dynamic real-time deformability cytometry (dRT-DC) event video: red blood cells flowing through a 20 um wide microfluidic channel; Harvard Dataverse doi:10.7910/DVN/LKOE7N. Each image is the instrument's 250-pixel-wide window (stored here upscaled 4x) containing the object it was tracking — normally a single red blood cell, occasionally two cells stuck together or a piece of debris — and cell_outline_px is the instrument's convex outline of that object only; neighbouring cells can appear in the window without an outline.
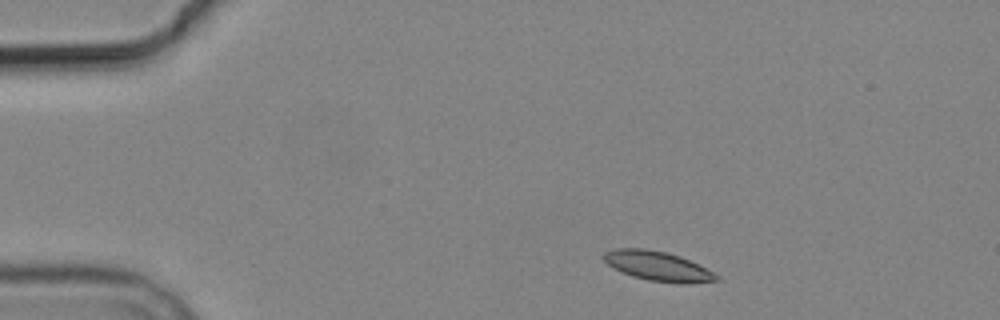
{"species": "common noctule bat (a hibernating species)", "species_latin": "Nyctalus noctula", "temperature_condition": "cold", "stored_images_in_passage": 2, "camera_frame_rate_fps": 3000, "um_per_image_px": 0.085, "animal": {"sex": "male", "body_mass_g": 19.2, "forearm_length_mm": 51.8}, "frame": {"image": 1, "passage_image": 1, "time_ms": 0.0, "image_size_px": [1000, 320], "cell_outline_px": [[720, 280], [688, 284], [680, 284], [648, 280], [632, 276], [608, 264], [600, 256], [604, 252], [616, 248], [644, 248], [664, 252], [680, 256], [720, 276]], "centroid_in_image_um": [55.9, 22.62], "position_along_channel_um": 29.1, "area_um2": 19.25}}